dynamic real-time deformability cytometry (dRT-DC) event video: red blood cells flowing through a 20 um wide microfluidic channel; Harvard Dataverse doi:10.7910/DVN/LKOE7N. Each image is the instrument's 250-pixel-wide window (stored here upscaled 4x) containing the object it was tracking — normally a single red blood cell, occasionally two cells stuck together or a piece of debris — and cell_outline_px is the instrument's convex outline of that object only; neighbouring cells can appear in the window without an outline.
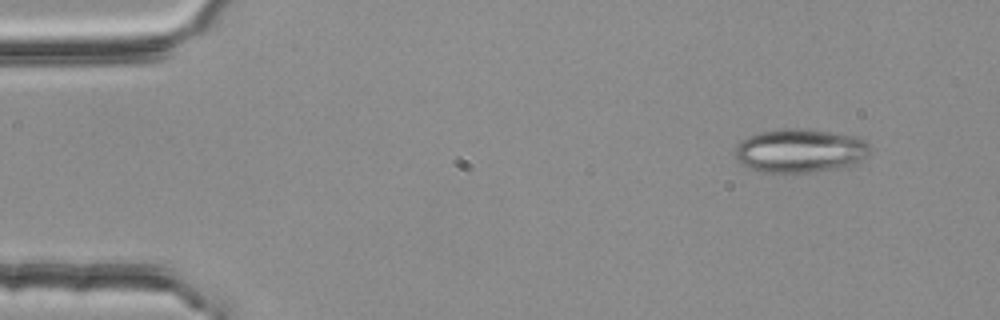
{"species": "common noctule bat (a hibernating species)", "species_latin": "Nyctalus noctula", "temperature_condition": "room temperature", "stored_images_in_passage": 3, "camera_frame_rate_fps": 3000, "um_per_image_px": 0.085, "animal": {"sex": "female", "body_mass_g": 25.1}, "frame": {"image": 1, "passage_image": 1, "time_ms": 0.0, "image_size_px": [1000, 320], "cell_outline_px": [[872, 148], [856, 164], [848, 168], [812, 172], [760, 172], [744, 168], [740, 164], [736, 156], [736, 148], [740, 140], [748, 136], [760, 132], [784, 128], [800, 128], [856, 136], [864, 140]], "centroid_in_image_um": [67.99, 12.83], "position_along_channel_um": 17.0, "area_um2": 34.74}}